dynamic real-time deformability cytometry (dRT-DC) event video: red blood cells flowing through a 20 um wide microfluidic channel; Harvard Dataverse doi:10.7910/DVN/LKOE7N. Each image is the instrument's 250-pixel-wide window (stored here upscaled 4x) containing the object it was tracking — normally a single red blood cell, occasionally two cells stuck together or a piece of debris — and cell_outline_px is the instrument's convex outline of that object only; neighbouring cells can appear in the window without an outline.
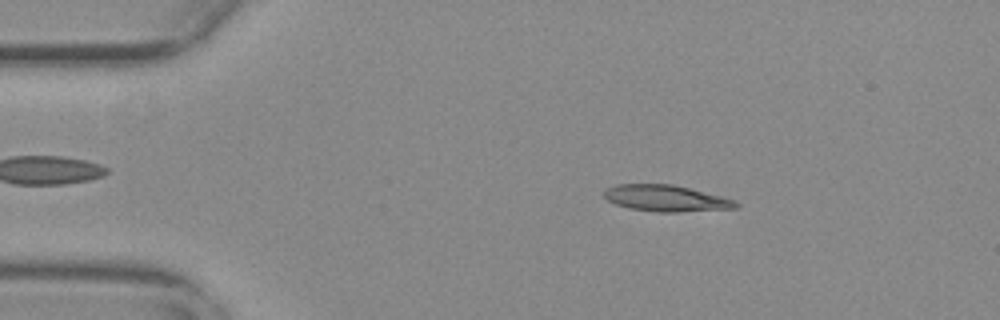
{"species": "common noctule bat (a hibernating species)", "species_latin": "Nyctalus noctula", "temperature_condition": "warm", "stored_images_in_passage": 54, "camera_frame_rate_fps": 3000, "um_per_image_px": 0.085, "animal": {"sex": "female", "body_mass_g": 29.2, "forearm_length_mm": 56.3}, "frame": {"image": 1, "passage_image": 9, "time_ms": 2.667, "image_size_px": [1000, 320], "cell_outline_px": [[740, 204], [736, 208], [680, 212], [656, 212], [628, 208], [616, 204], [608, 200], [604, 196], [604, 188], [616, 184], [672, 184], [736, 200]], "centroid_in_image_um": [56.59, 16.85], "position_along_channel_um": 28.4, "area_um2": 20.23}}
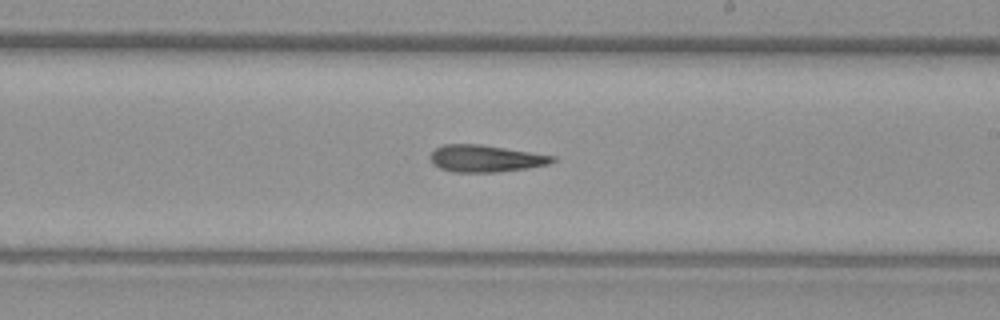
{"frame": {"image": 2, "passage_image": 31, "time_ms": 10.0, "image_size_px": [1000, 320], "cell_outline_px": [[556, 160], [548, 164], [524, 168], [496, 172], [452, 172], [440, 168], [432, 164], [428, 156], [436, 148], [444, 144], [480, 144], [556, 156]], "centroid_in_image_um": [41.22, 13.47], "position_along_channel_um": 247.8, "area_um2": 19.13}}
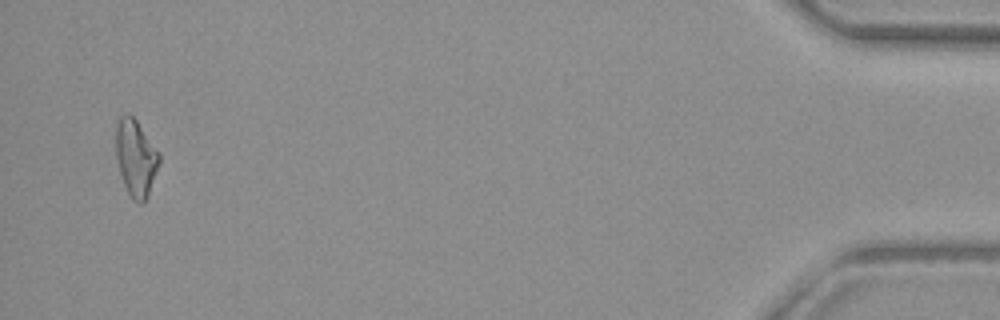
{"frame": {"image": 3, "passage_image": 52, "time_ms": 17.0, "image_size_px": [1000, 320], "cell_outline_px": [[160, 160], [148, 196], [140, 204], [136, 204], [132, 200], [124, 184], [116, 160], [116, 124], [120, 116], [124, 112], [128, 112], [136, 120], [160, 152]], "centroid_in_image_um": [11.53, 13.4], "position_along_channel_um": 423.7, "area_um2": 19.48}}